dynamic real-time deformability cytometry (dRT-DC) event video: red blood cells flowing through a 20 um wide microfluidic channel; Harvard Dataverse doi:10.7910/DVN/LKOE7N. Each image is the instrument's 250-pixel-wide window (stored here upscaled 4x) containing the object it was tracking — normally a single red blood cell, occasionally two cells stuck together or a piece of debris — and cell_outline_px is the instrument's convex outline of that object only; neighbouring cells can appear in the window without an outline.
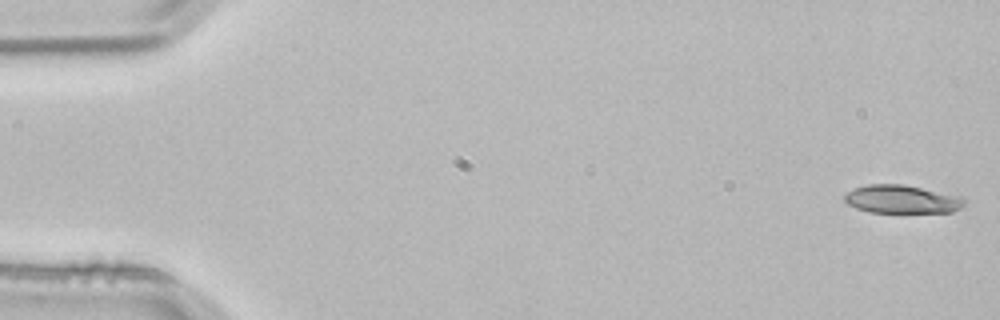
{"species": "common noctule bat (a hibernating species)", "species_latin": "Nyctalus noctula", "temperature_condition": "room temperature", "stored_images_in_passage": 3, "camera_frame_rate_fps": 3000, "um_per_image_px": 0.085, "animal": {"sex": "male", "body_mass_g": 21.5, "forearm_length_mm": 52.0}, "frame": {"image": 1, "passage_image": 1, "time_ms": 0.0, "image_size_px": [1000, 320], "cell_outline_px": [[964, 204], [960, 208], [952, 212], [868, 212], [856, 208], [848, 204], [844, 200], [844, 196], [848, 192], [856, 188], [868, 184], [904, 184], [964, 196]], "centroid_in_image_um": [76.69, 16.93], "position_along_channel_um": 8.3, "area_um2": 19.77}}
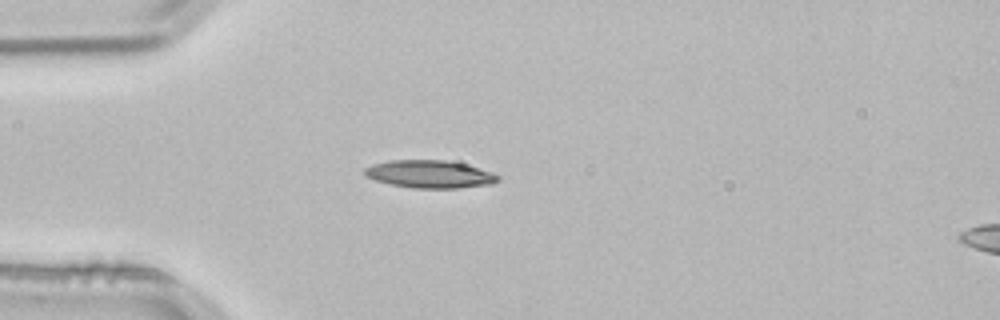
{"frame": {"image": 2, "passage_image": 3, "time_ms": 0.667, "image_size_px": [1000, 320], "cell_outline_px": [[500, 180], [492, 184], [456, 188], [412, 188], [392, 184], [376, 180], [368, 176], [364, 172], [364, 168], [372, 164], [388, 160], [444, 160], [464, 164], [492, 172], [500, 176]], "centroid_in_image_um": [36.54, 14.8], "position_along_channel_um": 48.5, "area_um2": 21.39}}